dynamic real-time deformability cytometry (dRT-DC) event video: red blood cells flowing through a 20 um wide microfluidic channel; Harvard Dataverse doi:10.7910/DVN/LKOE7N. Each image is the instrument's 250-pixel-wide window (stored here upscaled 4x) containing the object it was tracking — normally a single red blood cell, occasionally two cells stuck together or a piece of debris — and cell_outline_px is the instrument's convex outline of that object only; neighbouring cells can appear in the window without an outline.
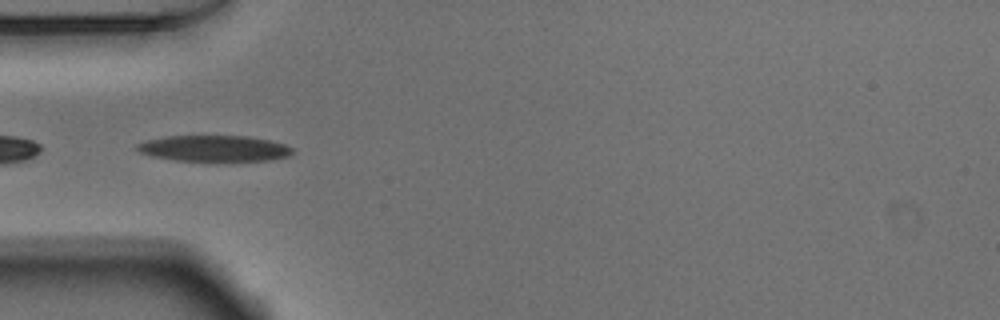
{"species": "Egyptian fruit bat (a non-hibernating species)", "species_latin": "Rousettus aegyptiacus", "temperature_condition": "warm", "stored_images_in_passage": 16, "camera_frame_rate_fps": 3000, "um_per_image_px": 0.085, "animal": {"sex": "male"}, "frame": {"image": 1, "passage_image": 5, "time_ms": 1.333, "image_size_px": [1000, 320], "cell_outline_px": [[296, 152], [288, 156], [272, 160], [176, 160], [152, 156], [140, 152], [136, 148], [136, 144], [148, 140], [164, 136], [248, 136], [268, 140], [284, 144], [292, 148]], "centroid_in_image_um": [18.22, 12.6], "position_along_channel_um": 66.8, "area_um2": 23.29}}
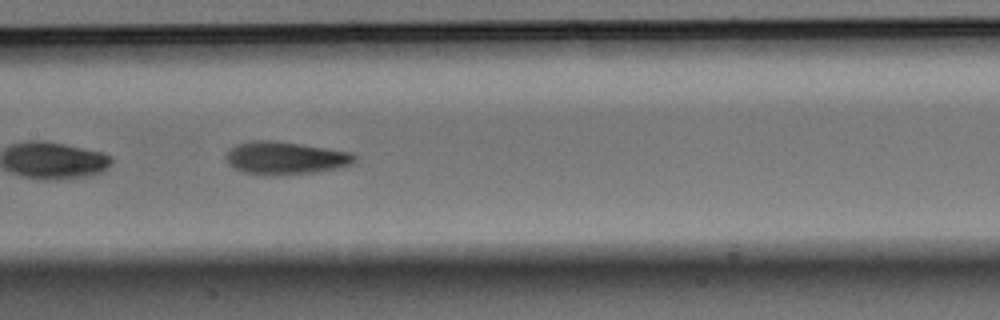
{"frame": {"image": 2, "passage_image": 14, "time_ms": 4.333, "image_size_px": [1000, 320], "cell_outline_px": [[356, 160], [352, 164], [336, 168], [312, 172], [276, 176], [264, 176], [240, 172], [232, 168], [228, 164], [224, 156], [228, 148], [236, 144], [252, 140], [272, 140], [300, 144], [352, 152], [356, 156]], "centroid_in_image_um": [24.16, 13.44], "position_along_channel_um": 183.2, "area_um2": 25.03}}